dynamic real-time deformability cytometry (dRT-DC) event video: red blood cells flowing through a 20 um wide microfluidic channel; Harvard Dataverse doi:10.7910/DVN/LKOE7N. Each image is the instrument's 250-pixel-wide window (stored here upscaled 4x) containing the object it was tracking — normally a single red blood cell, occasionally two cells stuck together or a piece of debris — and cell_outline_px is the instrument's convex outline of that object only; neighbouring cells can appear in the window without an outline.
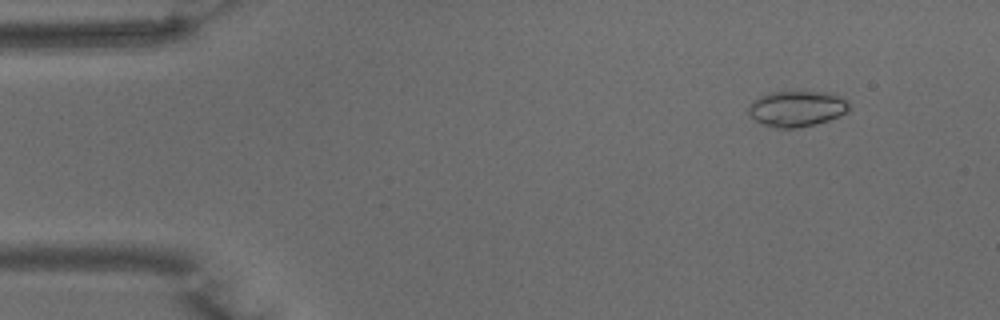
{"species": "common noctule bat (a hibernating species)", "species_latin": "Nyctalus noctula", "temperature_condition": "warm", "stored_images_in_passage": 50, "camera_frame_rate_fps": 3000, "um_per_image_px": 0.085, "animal": {"sex": "male", "body_mass_g": 15.6}, "frame": {"image": 1, "passage_image": 5, "time_ms": 1.333, "image_size_px": [1000, 320], "cell_outline_px": [[848, 112], [828, 120], [816, 124], [796, 128], [776, 128], [760, 124], [748, 116], [748, 104], [752, 100], [768, 92], [804, 88], [828, 92], [840, 96], [848, 100]], "centroid_in_image_um": [67.69, 9.18], "position_along_channel_um": 17.3, "area_um2": 22.14}}
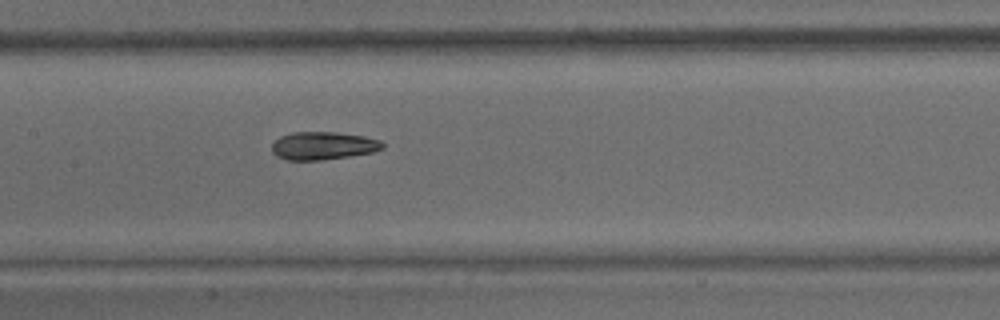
{"frame": {"image": 2, "passage_image": 24, "time_ms": 7.667, "image_size_px": [1000, 320], "cell_outline_px": [[384, 148], [372, 152], [348, 156], [320, 160], [288, 160], [276, 156], [272, 152], [272, 140], [280, 136], [292, 132], [336, 132], [364, 136], [380, 140], [384, 144]], "centroid_in_image_um": [27.43, 12.38], "position_along_channel_um": 180.0, "area_um2": 18.09}}
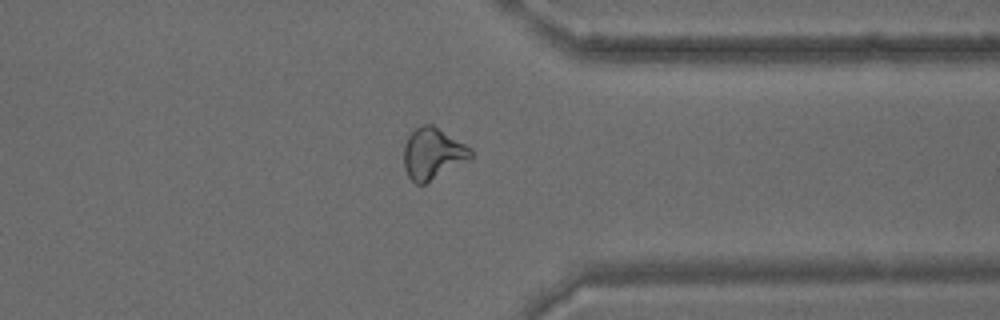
{"frame": {"image": 3, "passage_image": 39, "time_ms": 12.667, "image_size_px": [1000, 320], "cell_outline_px": [[472, 160], [424, 184], [416, 184], [408, 176], [404, 168], [404, 144], [408, 136], [416, 128], [424, 124], [432, 124], [472, 148]], "centroid_in_image_um": [36.81, 13.07], "position_along_channel_um": 374.6, "area_um2": 20.23}, "authors_computed_cell_mechanics": {"area_um2": 19.363, "velocity_mm_per_s": 3.991, "shape_relaxation_time_tau1_ms": 6.6604, "shape_relaxation_time_tau2_ms": 4.6072, "deformation_change_tau1": 0.1976, "deformation_change_tau2": 0.1186}}